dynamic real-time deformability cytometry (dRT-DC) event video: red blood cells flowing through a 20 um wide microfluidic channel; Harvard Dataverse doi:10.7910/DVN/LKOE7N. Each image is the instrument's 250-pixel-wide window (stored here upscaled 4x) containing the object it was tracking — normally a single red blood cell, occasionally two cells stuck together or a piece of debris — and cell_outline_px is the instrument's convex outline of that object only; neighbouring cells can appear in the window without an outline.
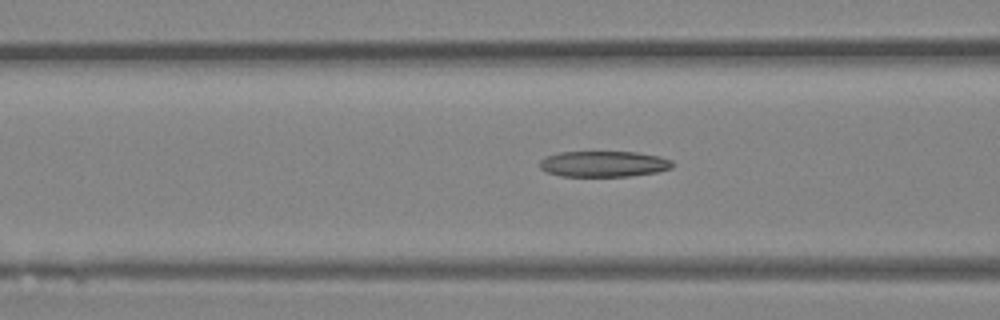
{"species": "Egyptian fruit bat (a non-hibernating species)", "species_latin": "Rousettus aegyptiacus", "temperature_condition": "room temperature", "stored_images_in_passage": 36, "camera_frame_rate_fps": 3000, "um_per_image_px": 0.085, "animal": {"sex": "female"}, "frame": {"image": 1, "passage_image": 18, "time_ms": 5.667, "image_size_px": [1000, 320], "cell_outline_px": [[676, 164], [672, 168], [656, 172], [628, 176], [560, 176], [548, 172], [540, 168], [540, 160], [544, 156], [560, 152], [636, 152], [660, 156], [672, 160]], "centroid_in_image_um": [51.33, 13.93], "position_along_channel_um": 115.3, "area_um2": 20.11}}
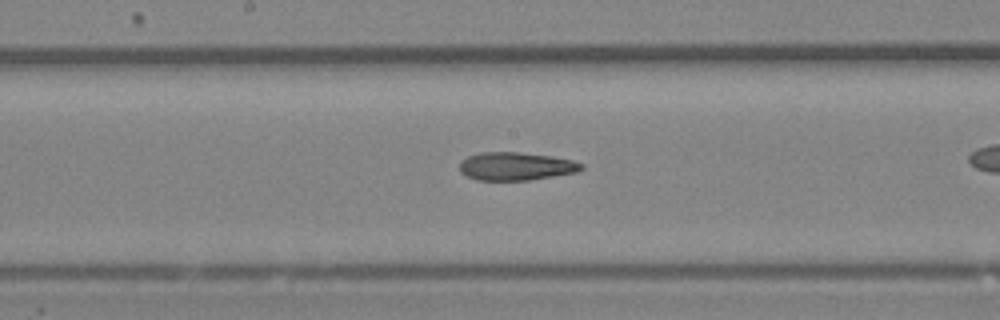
{"frame": {"image": 2, "passage_image": 24, "time_ms": 7.667, "image_size_px": [1000, 320], "cell_outline_px": [[584, 168], [576, 172], [528, 180], [476, 180], [460, 172], [460, 160], [468, 156], [480, 152], [516, 152], [552, 156], [572, 160], [584, 164]], "centroid_in_image_um": [43.83, 14.13], "position_along_channel_um": 204.4, "area_um2": 19.88}}
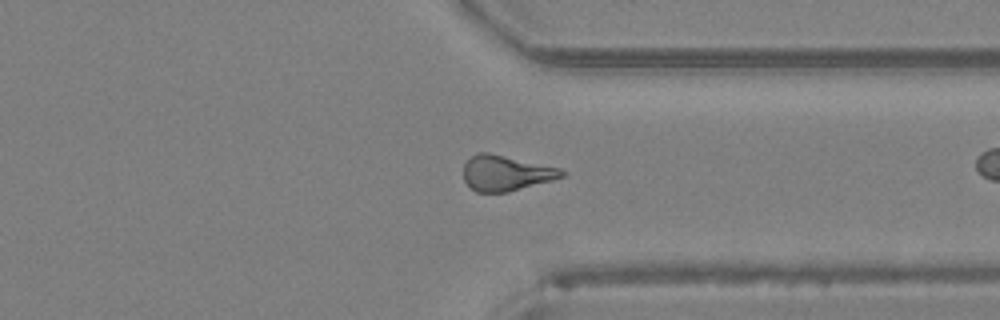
{"frame": {"image": 3, "passage_image": 35, "time_ms": 11.333, "image_size_px": [1000, 320], "cell_outline_px": [[568, 172], [564, 176], [552, 180], [508, 192], [476, 192], [464, 180], [464, 164], [476, 152], [488, 152], [560, 168]], "centroid_in_image_um": [43.01, 14.71], "position_along_channel_um": 368.4, "area_um2": 20.17}}